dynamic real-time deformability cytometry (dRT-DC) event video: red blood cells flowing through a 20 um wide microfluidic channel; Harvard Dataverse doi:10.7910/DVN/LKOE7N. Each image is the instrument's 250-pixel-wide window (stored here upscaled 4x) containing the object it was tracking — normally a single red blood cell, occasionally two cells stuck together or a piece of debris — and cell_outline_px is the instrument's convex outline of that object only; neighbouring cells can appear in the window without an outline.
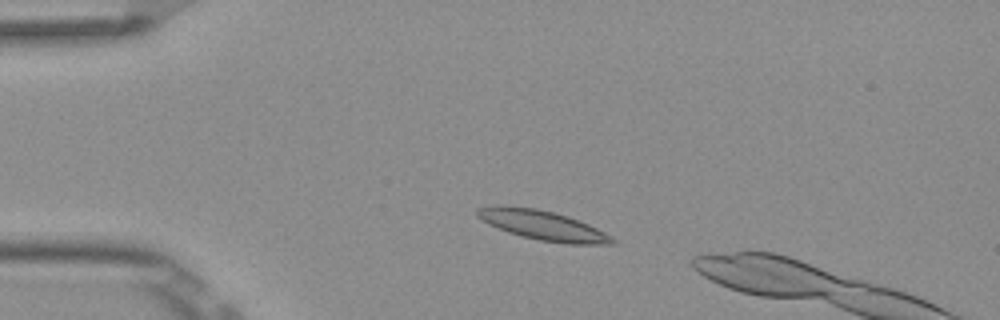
{"species": "Egyptian fruit bat (a non-hibernating species)", "species_latin": "Rousettus aegyptiacus", "temperature_condition": "room temperature", "stored_images_in_passage": 3, "camera_frame_rate_fps": 3000, "um_per_image_px": 0.085, "frame": {"image": 1, "passage_image": 1, "time_ms": 0.0, "image_size_px": [1000, 320], "cell_outline_px": [[616, 244], [568, 244], [540, 240], [508, 232], [488, 224], [476, 216], [476, 208], [536, 208], [568, 216], [588, 224], [612, 236], [616, 240]], "centroid_in_image_um": [46.24, 19.19], "position_along_channel_um": 38.8, "area_um2": 22.43}}